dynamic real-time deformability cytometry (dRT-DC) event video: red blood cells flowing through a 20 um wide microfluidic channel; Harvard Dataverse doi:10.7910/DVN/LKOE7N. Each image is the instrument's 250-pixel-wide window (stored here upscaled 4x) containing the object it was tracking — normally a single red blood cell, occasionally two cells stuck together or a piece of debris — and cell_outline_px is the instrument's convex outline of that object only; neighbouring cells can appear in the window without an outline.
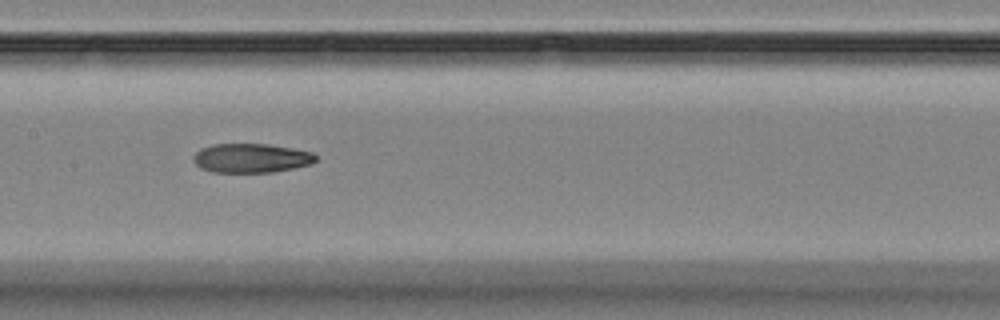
{"species": "Egyptian fruit bat (a non-hibernating species)", "species_latin": "Rousettus aegyptiacus", "temperature_condition": "room temperature", "stored_images_in_passage": 14, "camera_frame_rate_fps": 3000, "um_per_image_px": 0.085, "animal": {"sex": "female"}, "frame": {"image": 1, "passage_image": 7, "time_ms": 6.667, "image_size_px": [1000, 320], "cell_outline_px": [[316, 160], [312, 164], [272, 172], [212, 172], [200, 168], [192, 160], [192, 156], [200, 148], [212, 144], [268, 144], [292, 148], [312, 152], [316, 156]], "centroid_in_image_um": [21.31, 13.43], "position_along_channel_um": 186.1, "area_um2": 20.87}}
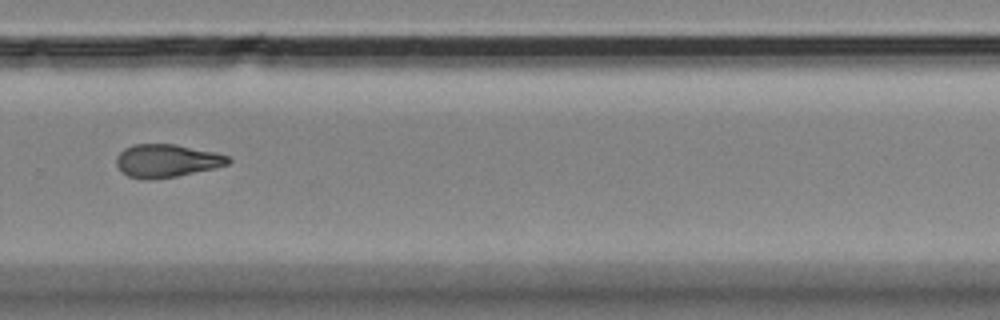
{"frame": {"image": 2, "passage_image": 10, "time_ms": 10.333, "image_size_px": [1000, 320], "cell_outline_px": [[232, 160], [228, 164], [212, 168], [176, 176], [152, 180], [144, 180], [128, 176], [116, 164], [116, 156], [124, 148], [132, 144], [176, 144], [216, 152], [228, 156]], "centroid_in_image_um": [14.15, 13.65], "position_along_channel_um": 315.6, "area_um2": 21.5}}
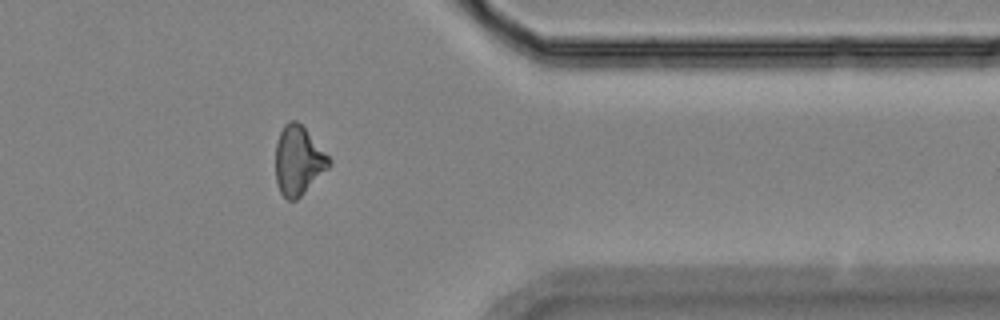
{"frame": {"image": 3, "passage_image": 12, "time_ms": 12.667, "image_size_px": [1000, 320], "cell_outline_px": [[332, 164], [296, 200], [288, 200], [280, 192], [276, 184], [276, 140], [284, 124], [288, 120], [296, 120], [304, 128], [332, 160]], "centroid_in_image_um": [25.34, 13.64], "position_along_channel_um": 386.1, "area_um2": 21.27}, "authors_computed_cell_mechanics": {"area_um2": 21.5016, "velocity_mm_per_s": 3.5446, "shape_relaxation_time_tau1_ms": null, "shape_relaxation_time_tau2_ms": 4.9341, "deformation_change_tau1": null, "deformation_change_tau2": 0.1297}}